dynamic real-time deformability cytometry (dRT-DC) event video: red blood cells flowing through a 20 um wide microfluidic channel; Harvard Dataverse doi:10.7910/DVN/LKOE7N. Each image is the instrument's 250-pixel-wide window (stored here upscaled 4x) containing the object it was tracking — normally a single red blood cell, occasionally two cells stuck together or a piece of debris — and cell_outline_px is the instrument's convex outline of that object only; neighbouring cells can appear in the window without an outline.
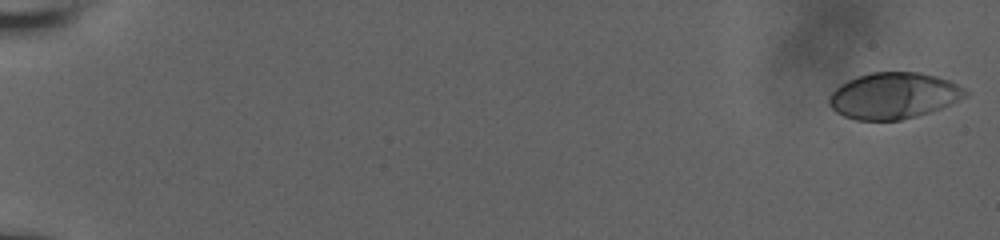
{"species": "human", "species_latin": "Homo sapiens", "temperature_condition": "room temperature", "stored_images_in_passage": 57, "camera_frame_rate_fps": 3000, "um_per_image_px": 0.085, "donor": {"sex": "male"}, "frame": {"image": 1, "passage_image": 1, "time_ms": 0.0, "image_size_px": [1000, 240], "cell_outline_px": [[968, 96], [940, 108], [916, 116], [900, 120], [856, 120], [844, 116], [836, 112], [828, 104], [828, 96], [840, 84], [856, 76], [872, 72], [920, 72], [936, 76], [948, 80], [964, 88], [968, 92]], "centroid_in_image_um": [75.93, 8.13], "position_along_channel_um": 9.1, "area_um2": 36.7}}
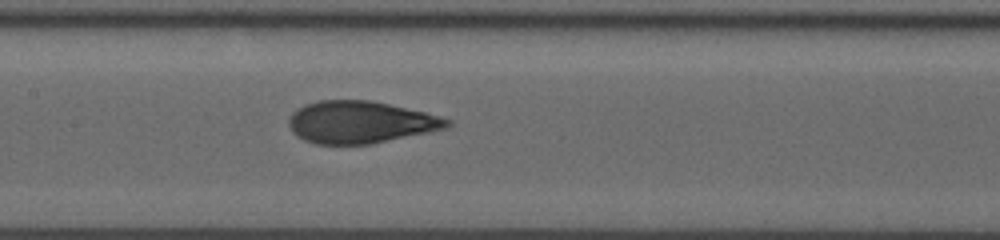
{"frame": {"image": 2, "passage_image": 31, "time_ms": 10.0, "image_size_px": [1000, 240], "cell_outline_px": [[452, 124], [448, 128], [368, 144], [316, 144], [304, 140], [296, 136], [292, 132], [288, 124], [288, 120], [292, 112], [304, 104], [320, 100], [368, 100], [388, 104], [424, 112], [440, 116], [452, 120]], "centroid_in_image_um": [30.6, 10.38], "position_along_channel_um": 176.8, "area_um2": 38.78}}
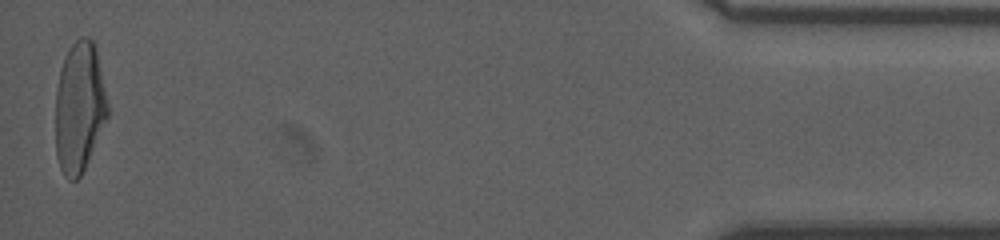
{"frame": {"image": 3, "passage_image": 57, "time_ms": 18.667, "image_size_px": [1000, 240], "cell_outline_px": [[108, 116], [84, 168], [80, 176], [76, 180], [68, 180], [64, 176], [60, 168], [56, 156], [56, 92], [60, 68], [68, 48], [76, 40], [84, 36], [88, 36], [92, 40], [96, 52], [108, 104]], "centroid_in_image_um": [6.72, 9.13], "position_along_channel_um": 428.5, "area_um2": 39.3}, "authors_computed_cell_mechanics": {"area_um2": 38.7838, "velocity_mm_per_s": 3.8304, "shape_relaxation_time_tau1_ms": 6.0861, "shape_relaxation_time_tau2_ms": 0.7452, "deformation_change_tau1": 0.2435, "deformation_change_tau2": 0.0746}}